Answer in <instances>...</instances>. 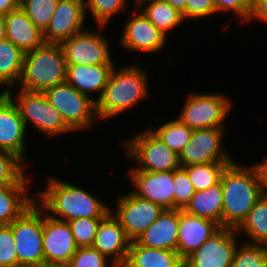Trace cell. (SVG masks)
<instances>
[{"label":"cell","mask_w":267,"mask_h":267,"mask_svg":"<svg viewBox=\"0 0 267 267\" xmlns=\"http://www.w3.org/2000/svg\"><path fill=\"white\" fill-rule=\"evenodd\" d=\"M49 179L36 201L39 200V206L50 217L68 222L78 218H104L111 211L84 188L57 178Z\"/></svg>","instance_id":"6da1fadb"},{"label":"cell","mask_w":267,"mask_h":267,"mask_svg":"<svg viewBox=\"0 0 267 267\" xmlns=\"http://www.w3.org/2000/svg\"><path fill=\"white\" fill-rule=\"evenodd\" d=\"M223 191L222 227L237 229L254 204L262 196L254 170L233 161L224 169L221 179Z\"/></svg>","instance_id":"7a4b0ae2"},{"label":"cell","mask_w":267,"mask_h":267,"mask_svg":"<svg viewBox=\"0 0 267 267\" xmlns=\"http://www.w3.org/2000/svg\"><path fill=\"white\" fill-rule=\"evenodd\" d=\"M114 68L100 99L96 102L98 119L107 120L148 97L147 74L135 64ZM117 69V70H115Z\"/></svg>","instance_id":"3957f363"},{"label":"cell","mask_w":267,"mask_h":267,"mask_svg":"<svg viewBox=\"0 0 267 267\" xmlns=\"http://www.w3.org/2000/svg\"><path fill=\"white\" fill-rule=\"evenodd\" d=\"M66 60L59 44L44 43L25 53L20 88L30 92L46 89L66 81Z\"/></svg>","instance_id":"277c9868"},{"label":"cell","mask_w":267,"mask_h":267,"mask_svg":"<svg viewBox=\"0 0 267 267\" xmlns=\"http://www.w3.org/2000/svg\"><path fill=\"white\" fill-rule=\"evenodd\" d=\"M11 90L12 88L2 92H4L17 107L26 129L30 122L39 131L50 136L70 133L71 131L74 132L65 123L61 114L49 103L43 92H30L20 89L16 98H14Z\"/></svg>","instance_id":"5b68a950"},{"label":"cell","mask_w":267,"mask_h":267,"mask_svg":"<svg viewBox=\"0 0 267 267\" xmlns=\"http://www.w3.org/2000/svg\"><path fill=\"white\" fill-rule=\"evenodd\" d=\"M12 227L15 249L18 256V267H30L44 260L43 252V209L37 201L19 218Z\"/></svg>","instance_id":"8992f818"},{"label":"cell","mask_w":267,"mask_h":267,"mask_svg":"<svg viewBox=\"0 0 267 267\" xmlns=\"http://www.w3.org/2000/svg\"><path fill=\"white\" fill-rule=\"evenodd\" d=\"M43 94L73 131L91 128L98 118L95 99L80 93L66 82L46 89Z\"/></svg>","instance_id":"52a82bcc"},{"label":"cell","mask_w":267,"mask_h":267,"mask_svg":"<svg viewBox=\"0 0 267 267\" xmlns=\"http://www.w3.org/2000/svg\"><path fill=\"white\" fill-rule=\"evenodd\" d=\"M126 147L127 156L136 160L139 165L131 170L146 172H163L179 169V154L166 146L150 128L136 134L129 141L121 142Z\"/></svg>","instance_id":"ba28073f"},{"label":"cell","mask_w":267,"mask_h":267,"mask_svg":"<svg viewBox=\"0 0 267 267\" xmlns=\"http://www.w3.org/2000/svg\"><path fill=\"white\" fill-rule=\"evenodd\" d=\"M191 94V95H190ZM178 119L190 129L223 127L232 107L228 97L218 93H190Z\"/></svg>","instance_id":"9c48e42d"},{"label":"cell","mask_w":267,"mask_h":267,"mask_svg":"<svg viewBox=\"0 0 267 267\" xmlns=\"http://www.w3.org/2000/svg\"><path fill=\"white\" fill-rule=\"evenodd\" d=\"M67 65H114L109 42L100 32L82 31L61 42Z\"/></svg>","instance_id":"30bf717a"},{"label":"cell","mask_w":267,"mask_h":267,"mask_svg":"<svg viewBox=\"0 0 267 267\" xmlns=\"http://www.w3.org/2000/svg\"><path fill=\"white\" fill-rule=\"evenodd\" d=\"M116 210L110 211L120 222L126 236L136 240L163 212V208L149 200L137 197L133 192L121 195Z\"/></svg>","instance_id":"8fae6325"},{"label":"cell","mask_w":267,"mask_h":267,"mask_svg":"<svg viewBox=\"0 0 267 267\" xmlns=\"http://www.w3.org/2000/svg\"><path fill=\"white\" fill-rule=\"evenodd\" d=\"M237 231L221 227L185 260L183 267H232Z\"/></svg>","instance_id":"7c38bea8"},{"label":"cell","mask_w":267,"mask_h":267,"mask_svg":"<svg viewBox=\"0 0 267 267\" xmlns=\"http://www.w3.org/2000/svg\"><path fill=\"white\" fill-rule=\"evenodd\" d=\"M223 134L224 127L193 130L189 143L179 154L180 166L233 162L234 160L221 147Z\"/></svg>","instance_id":"4fadbf2b"},{"label":"cell","mask_w":267,"mask_h":267,"mask_svg":"<svg viewBox=\"0 0 267 267\" xmlns=\"http://www.w3.org/2000/svg\"><path fill=\"white\" fill-rule=\"evenodd\" d=\"M84 0H59L51 21L43 31L45 43L60 44L84 31Z\"/></svg>","instance_id":"5bb4252c"},{"label":"cell","mask_w":267,"mask_h":267,"mask_svg":"<svg viewBox=\"0 0 267 267\" xmlns=\"http://www.w3.org/2000/svg\"><path fill=\"white\" fill-rule=\"evenodd\" d=\"M133 14L131 19L126 21L123 28L121 45L126 50L135 52L158 53L166 46V39L168 38L140 11V9L135 7V12H133Z\"/></svg>","instance_id":"9a60e30c"},{"label":"cell","mask_w":267,"mask_h":267,"mask_svg":"<svg viewBox=\"0 0 267 267\" xmlns=\"http://www.w3.org/2000/svg\"><path fill=\"white\" fill-rule=\"evenodd\" d=\"M130 180L135 186L132 192L149 200L163 209H174L173 170L163 172H146L130 170Z\"/></svg>","instance_id":"2e32d148"},{"label":"cell","mask_w":267,"mask_h":267,"mask_svg":"<svg viewBox=\"0 0 267 267\" xmlns=\"http://www.w3.org/2000/svg\"><path fill=\"white\" fill-rule=\"evenodd\" d=\"M75 243L68 222L50 217L43 210V252L45 262L68 264L76 253Z\"/></svg>","instance_id":"e0dca14e"},{"label":"cell","mask_w":267,"mask_h":267,"mask_svg":"<svg viewBox=\"0 0 267 267\" xmlns=\"http://www.w3.org/2000/svg\"><path fill=\"white\" fill-rule=\"evenodd\" d=\"M130 243L120 222L109 212L100 222L92 247L111 258L115 267H123Z\"/></svg>","instance_id":"ac0fdd59"},{"label":"cell","mask_w":267,"mask_h":267,"mask_svg":"<svg viewBox=\"0 0 267 267\" xmlns=\"http://www.w3.org/2000/svg\"><path fill=\"white\" fill-rule=\"evenodd\" d=\"M26 127L12 100L0 93V149L11 152L24 164Z\"/></svg>","instance_id":"d6986e66"},{"label":"cell","mask_w":267,"mask_h":267,"mask_svg":"<svg viewBox=\"0 0 267 267\" xmlns=\"http://www.w3.org/2000/svg\"><path fill=\"white\" fill-rule=\"evenodd\" d=\"M221 227L214 221L179 210L176 251L185 260Z\"/></svg>","instance_id":"ffe728a7"},{"label":"cell","mask_w":267,"mask_h":267,"mask_svg":"<svg viewBox=\"0 0 267 267\" xmlns=\"http://www.w3.org/2000/svg\"><path fill=\"white\" fill-rule=\"evenodd\" d=\"M179 210L164 209L160 216L136 239L148 248L176 251Z\"/></svg>","instance_id":"44dd1931"},{"label":"cell","mask_w":267,"mask_h":267,"mask_svg":"<svg viewBox=\"0 0 267 267\" xmlns=\"http://www.w3.org/2000/svg\"><path fill=\"white\" fill-rule=\"evenodd\" d=\"M6 39L24 53L35 50L44 42L43 32L32 22L21 7L4 16Z\"/></svg>","instance_id":"7402d4cb"},{"label":"cell","mask_w":267,"mask_h":267,"mask_svg":"<svg viewBox=\"0 0 267 267\" xmlns=\"http://www.w3.org/2000/svg\"><path fill=\"white\" fill-rule=\"evenodd\" d=\"M115 65H67L66 67V83L72 86L80 93L92 98L89 92H100L97 102L105 86L107 85L109 76Z\"/></svg>","instance_id":"603a6c76"},{"label":"cell","mask_w":267,"mask_h":267,"mask_svg":"<svg viewBox=\"0 0 267 267\" xmlns=\"http://www.w3.org/2000/svg\"><path fill=\"white\" fill-rule=\"evenodd\" d=\"M184 260L177 251L148 248L131 241L123 267H183Z\"/></svg>","instance_id":"cb8c5ba5"},{"label":"cell","mask_w":267,"mask_h":267,"mask_svg":"<svg viewBox=\"0 0 267 267\" xmlns=\"http://www.w3.org/2000/svg\"><path fill=\"white\" fill-rule=\"evenodd\" d=\"M27 184L0 186V225H10L36 201L28 193Z\"/></svg>","instance_id":"d4e9b609"},{"label":"cell","mask_w":267,"mask_h":267,"mask_svg":"<svg viewBox=\"0 0 267 267\" xmlns=\"http://www.w3.org/2000/svg\"><path fill=\"white\" fill-rule=\"evenodd\" d=\"M223 191L220 182L207 189L196 191L184 211L216 222L222 227Z\"/></svg>","instance_id":"484cf974"},{"label":"cell","mask_w":267,"mask_h":267,"mask_svg":"<svg viewBox=\"0 0 267 267\" xmlns=\"http://www.w3.org/2000/svg\"><path fill=\"white\" fill-rule=\"evenodd\" d=\"M146 1V2H145ZM134 0L137 9L167 37L168 32L179 26L184 18L182 13L174 9L164 0ZM145 5V7H143ZM143 10V11H142Z\"/></svg>","instance_id":"4316f807"},{"label":"cell","mask_w":267,"mask_h":267,"mask_svg":"<svg viewBox=\"0 0 267 267\" xmlns=\"http://www.w3.org/2000/svg\"><path fill=\"white\" fill-rule=\"evenodd\" d=\"M24 56L25 53L8 39L0 42V87L5 85L8 90L18 84Z\"/></svg>","instance_id":"83f0119b"},{"label":"cell","mask_w":267,"mask_h":267,"mask_svg":"<svg viewBox=\"0 0 267 267\" xmlns=\"http://www.w3.org/2000/svg\"><path fill=\"white\" fill-rule=\"evenodd\" d=\"M236 231L246 234L251 244L267 246V195L262 194Z\"/></svg>","instance_id":"f1b7e54d"},{"label":"cell","mask_w":267,"mask_h":267,"mask_svg":"<svg viewBox=\"0 0 267 267\" xmlns=\"http://www.w3.org/2000/svg\"><path fill=\"white\" fill-rule=\"evenodd\" d=\"M230 163L232 162L192 164L182 168L187 172L189 180L196 192L218 184L224 169Z\"/></svg>","instance_id":"f546056e"},{"label":"cell","mask_w":267,"mask_h":267,"mask_svg":"<svg viewBox=\"0 0 267 267\" xmlns=\"http://www.w3.org/2000/svg\"><path fill=\"white\" fill-rule=\"evenodd\" d=\"M150 131L177 154H180L185 145L189 143L193 133V130L182 123L178 118L163 123L154 130L150 129Z\"/></svg>","instance_id":"4dcf8cb0"},{"label":"cell","mask_w":267,"mask_h":267,"mask_svg":"<svg viewBox=\"0 0 267 267\" xmlns=\"http://www.w3.org/2000/svg\"><path fill=\"white\" fill-rule=\"evenodd\" d=\"M24 163L11 152L0 149V186L27 184Z\"/></svg>","instance_id":"1f68e13d"},{"label":"cell","mask_w":267,"mask_h":267,"mask_svg":"<svg viewBox=\"0 0 267 267\" xmlns=\"http://www.w3.org/2000/svg\"><path fill=\"white\" fill-rule=\"evenodd\" d=\"M59 0H20V7L43 32L56 9Z\"/></svg>","instance_id":"d6a6232c"},{"label":"cell","mask_w":267,"mask_h":267,"mask_svg":"<svg viewBox=\"0 0 267 267\" xmlns=\"http://www.w3.org/2000/svg\"><path fill=\"white\" fill-rule=\"evenodd\" d=\"M232 267H267V246L248 242L238 245Z\"/></svg>","instance_id":"836d02e7"},{"label":"cell","mask_w":267,"mask_h":267,"mask_svg":"<svg viewBox=\"0 0 267 267\" xmlns=\"http://www.w3.org/2000/svg\"><path fill=\"white\" fill-rule=\"evenodd\" d=\"M128 0H84L85 13L90 10L97 27L102 29L109 20L126 7Z\"/></svg>","instance_id":"e575fe53"},{"label":"cell","mask_w":267,"mask_h":267,"mask_svg":"<svg viewBox=\"0 0 267 267\" xmlns=\"http://www.w3.org/2000/svg\"><path fill=\"white\" fill-rule=\"evenodd\" d=\"M103 218H78L68 221L78 247L92 246L98 227Z\"/></svg>","instance_id":"d590c367"},{"label":"cell","mask_w":267,"mask_h":267,"mask_svg":"<svg viewBox=\"0 0 267 267\" xmlns=\"http://www.w3.org/2000/svg\"><path fill=\"white\" fill-rule=\"evenodd\" d=\"M174 209L184 210L193 197L195 190L187 172L180 167L173 170Z\"/></svg>","instance_id":"8d00e7d4"},{"label":"cell","mask_w":267,"mask_h":267,"mask_svg":"<svg viewBox=\"0 0 267 267\" xmlns=\"http://www.w3.org/2000/svg\"><path fill=\"white\" fill-rule=\"evenodd\" d=\"M67 265L68 267H115L114 264L108 263V259L92 246L78 247Z\"/></svg>","instance_id":"74e56055"},{"label":"cell","mask_w":267,"mask_h":267,"mask_svg":"<svg viewBox=\"0 0 267 267\" xmlns=\"http://www.w3.org/2000/svg\"><path fill=\"white\" fill-rule=\"evenodd\" d=\"M0 267H18L15 240L10 225H0Z\"/></svg>","instance_id":"f35d334b"},{"label":"cell","mask_w":267,"mask_h":267,"mask_svg":"<svg viewBox=\"0 0 267 267\" xmlns=\"http://www.w3.org/2000/svg\"><path fill=\"white\" fill-rule=\"evenodd\" d=\"M214 4L216 13L232 11L239 16L241 23L249 20L252 11V4L248 0H214Z\"/></svg>","instance_id":"ab89813d"},{"label":"cell","mask_w":267,"mask_h":267,"mask_svg":"<svg viewBox=\"0 0 267 267\" xmlns=\"http://www.w3.org/2000/svg\"><path fill=\"white\" fill-rule=\"evenodd\" d=\"M215 13L214 0H187L186 2V19H202Z\"/></svg>","instance_id":"60d3db41"},{"label":"cell","mask_w":267,"mask_h":267,"mask_svg":"<svg viewBox=\"0 0 267 267\" xmlns=\"http://www.w3.org/2000/svg\"><path fill=\"white\" fill-rule=\"evenodd\" d=\"M251 167L255 172L262 193L267 195V157H265L262 163H256Z\"/></svg>","instance_id":"b9f144b4"},{"label":"cell","mask_w":267,"mask_h":267,"mask_svg":"<svg viewBox=\"0 0 267 267\" xmlns=\"http://www.w3.org/2000/svg\"><path fill=\"white\" fill-rule=\"evenodd\" d=\"M259 19L267 23V0H255L252 4V11L249 17L251 19Z\"/></svg>","instance_id":"7bdbcfd3"},{"label":"cell","mask_w":267,"mask_h":267,"mask_svg":"<svg viewBox=\"0 0 267 267\" xmlns=\"http://www.w3.org/2000/svg\"><path fill=\"white\" fill-rule=\"evenodd\" d=\"M19 7L20 0H0V16L4 17Z\"/></svg>","instance_id":"ee69618b"},{"label":"cell","mask_w":267,"mask_h":267,"mask_svg":"<svg viewBox=\"0 0 267 267\" xmlns=\"http://www.w3.org/2000/svg\"><path fill=\"white\" fill-rule=\"evenodd\" d=\"M164 1L168 2L174 9L182 13L184 21H185L187 0H164Z\"/></svg>","instance_id":"f6af8a7d"},{"label":"cell","mask_w":267,"mask_h":267,"mask_svg":"<svg viewBox=\"0 0 267 267\" xmlns=\"http://www.w3.org/2000/svg\"><path fill=\"white\" fill-rule=\"evenodd\" d=\"M30 267H68V265L63 264V263L41 262L40 264L30 266Z\"/></svg>","instance_id":"bcb514c9"},{"label":"cell","mask_w":267,"mask_h":267,"mask_svg":"<svg viewBox=\"0 0 267 267\" xmlns=\"http://www.w3.org/2000/svg\"><path fill=\"white\" fill-rule=\"evenodd\" d=\"M6 39V26L4 17L0 16V42Z\"/></svg>","instance_id":"7dc6e473"},{"label":"cell","mask_w":267,"mask_h":267,"mask_svg":"<svg viewBox=\"0 0 267 267\" xmlns=\"http://www.w3.org/2000/svg\"><path fill=\"white\" fill-rule=\"evenodd\" d=\"M248 1H249L251 4H253L255 0H248Z\"/></svg>","instance_id":"c3c4849f"}]
</instances>
